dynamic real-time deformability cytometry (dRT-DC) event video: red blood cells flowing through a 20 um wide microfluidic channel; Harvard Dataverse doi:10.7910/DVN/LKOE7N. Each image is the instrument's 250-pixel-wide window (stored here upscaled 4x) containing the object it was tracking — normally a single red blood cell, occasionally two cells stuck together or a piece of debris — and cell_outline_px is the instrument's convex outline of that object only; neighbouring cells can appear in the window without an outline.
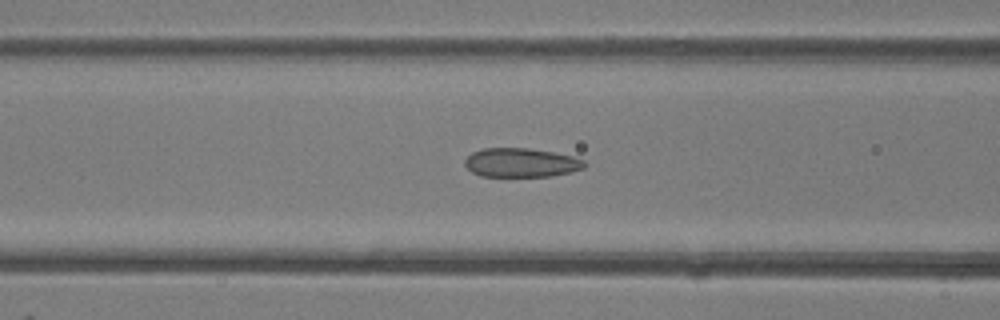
{"species": "common noctule bat (a hibernating species)", "species_latin": "Nyctalus noctula", "temperature_condition": "room temperature", "stored_images_in_passage": 25, "camera_frame_rate_fps": 3000, "um_per_image_px": 0.085, "animal": {"sex": "female"}, "frame": {"image": 1, "passage_image": 6, "time_ms": 1.667, "image_size_px": [1000, 320], "cell_outline_px": [[588, 164], [584, 168], [572, 172], [552, 176], [480, 176], [472, 172], [464, 164], [464, 160], [472, 152], [484, 148], [528, 148], [552, 152], [572, 156], [584, 160]], "centroid_in_image_um": [44.31, 13.83], "position_along_channel_um": 122.3, "area_um2": 20.29}}
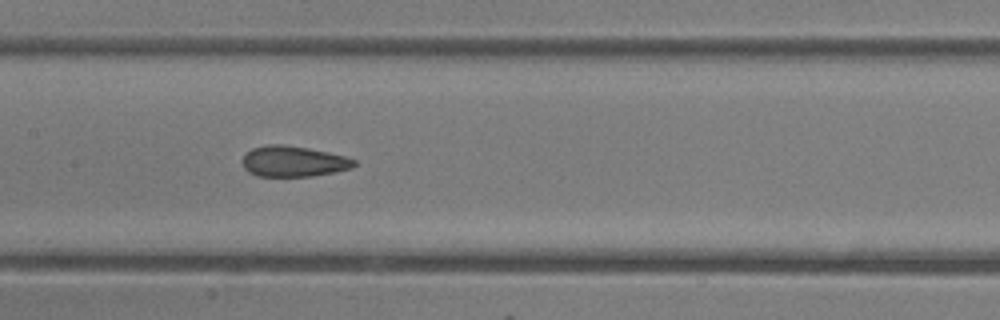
{"frame": {"image": 2, "passage_image": 10, "time_ms": 3.0, "image_size_px": [1000, 320], "cell_outline_px": [[356, 164], [352, 168], [312, 176], [256, 176], [248, 172], [244, 168], [244, 156], [252, 148], [268, 144], [280, 144], [308, 148], [328, 152], [344, 156], [356, 160]], "centroid_in_image_um": [24.94, 13.72], "position_along_channel_um": 182.5, "area_um2": 19.83}}
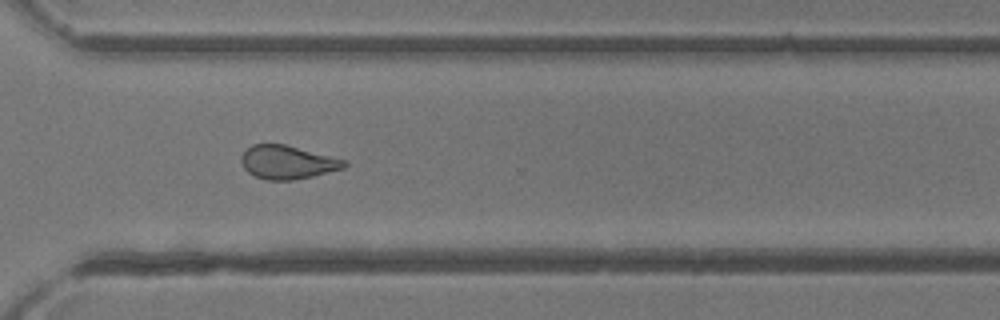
{"frame": {"image": 3, "passage_image": 21, "time_ms": 6.667, "image_size_px": [1000, 320], "cell_outline_px": [[348, 164], [344, 168], [312, 176], [292, 180], [268, 180], [256, 176], [248, 172], [244, 168], [240, 160], [240, 156], [252, 144], [284, 144], [348, 160]], "centroid_in_image_um": [24.45, 13.78], "position_along_channel_um": 346.2, "area_um2": 20.06}}